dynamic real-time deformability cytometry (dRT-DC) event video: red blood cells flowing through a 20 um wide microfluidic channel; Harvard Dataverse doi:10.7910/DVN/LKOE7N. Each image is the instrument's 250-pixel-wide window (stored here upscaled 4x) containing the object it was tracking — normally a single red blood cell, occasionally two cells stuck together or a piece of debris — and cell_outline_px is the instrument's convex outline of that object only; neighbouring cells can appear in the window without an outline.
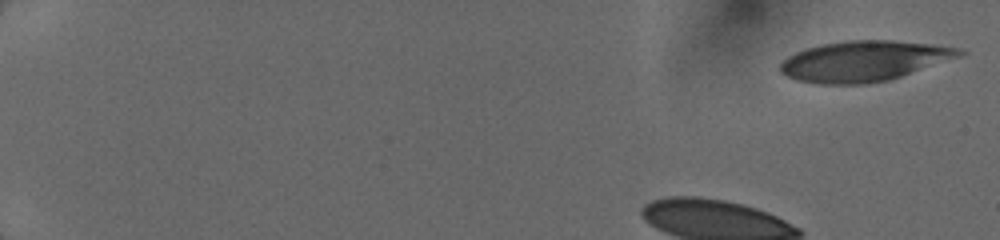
{"species": "human", "species_latin": "Homo sapiens", "temperature_condition": "cold", "stored_images_in_passage": 11, "camera_frame_rate_fps": 3000, "um_per_image_px": 0.085, "donor": {"sex": "female"}, "frame": {"image": 1, "passage_image": 1, "time_ms": 0.0, "image_size_px": [1000, 240], "cell_outline_px": [[968, 52], [960, 56], [888, 80], [864, 84], [820, 84], [796, 80], [780, 72], [780, 64], [788, 56], [804, 48], [820, 44], [848, 40], [892, 40], [932, 44], [960, 48]], "centroid_in_image_um": [73.41, 5.18], "position_along_channel_um": 11.6, "area_um2": 42.08}}
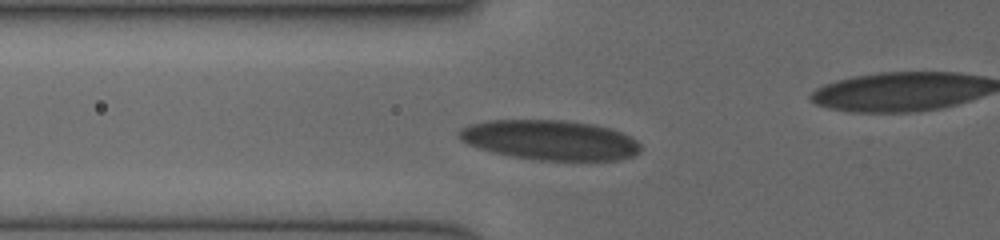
{"frame": {"image": 2, "passage_image": 8, "time_ms": 4.667, "image_size_px": [1000, 240], "cell_outline_px": [[640, 152], [632, 156], [620, 160], [540, 160], [512, 156], [492, 152], [468, 144], [460, 140], [456, 136], [456, 132], [460, 128], [468, 124], [488, 120], [564, 120], [592, 124], [608, 128], [632, 136], [640, 144]], "centroid_in_image_um": [46.72, 11.9], "position_along_channel_um": 79.1, "area_um2": 42.37}}
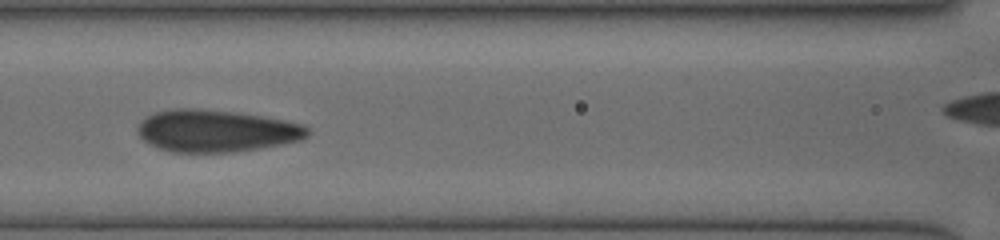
{"frame": {"image": 3, "passage_image": 10, "time_ms": 6.333, "image_size_px": [1000, 240], "cell_outline_px": [[312, 132], [308, 136], [300, 140], [284, 144], [260, 148], [232, 152], [172, 152], [156, 148], [144, 140], [136, 132], [136, 128], [152, 112], [172, 108], [196, 108], [236, 112], [264, 116], [304, 124]], "centroid_in_image_um": [18.39, 11.12], "position_along_channel_um": 148.2, "area_um2": 42.08}}